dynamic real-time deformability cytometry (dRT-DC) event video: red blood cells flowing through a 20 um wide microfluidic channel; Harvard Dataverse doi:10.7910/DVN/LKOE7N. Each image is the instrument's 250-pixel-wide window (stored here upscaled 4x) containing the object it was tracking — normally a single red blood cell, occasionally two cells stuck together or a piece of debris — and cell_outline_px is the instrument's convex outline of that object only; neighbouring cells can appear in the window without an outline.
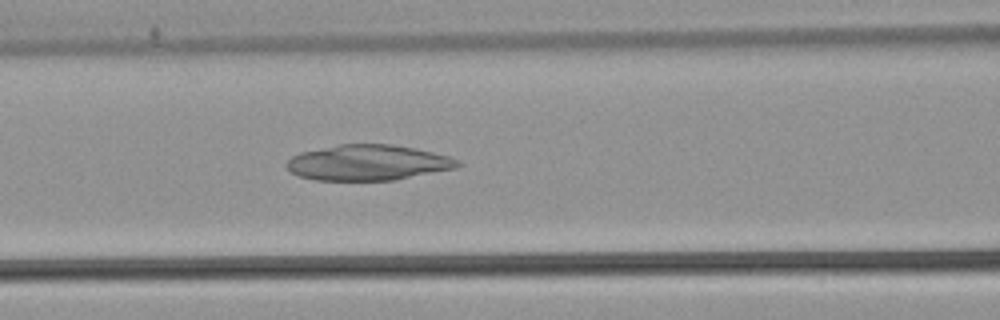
{"species": "common noctule bat (a hibernating species)", "species_latin": "Nyctalus noctula", "temperature_condition": "warm", "stored_images_in_passage": 47, "camera_frame_rate_fps": 3000, "um_per_image_px": 0.085, "animal": {"sex": "male", "body_mass_g": 21.5, "forearm_length_mm": 52.0}, "frame": {"image": 1, "passage_image": 17, "time_ms": 5.333, "image_size_px": [1000, 320], "cell_outline_px": [[460, 164], [456, 168], [396, 180], [316, 180], [300, 176], [292, 172], [288, 168], [288, 160], [292, 156], [300, 152], [340, 144], [392, 144], [416, 148], [448, 156], [460, 160]], "centroid_in_image_um": [31.31, 13.82], "position_along_channel_um": 135.3, "area_um2": 35.32}}
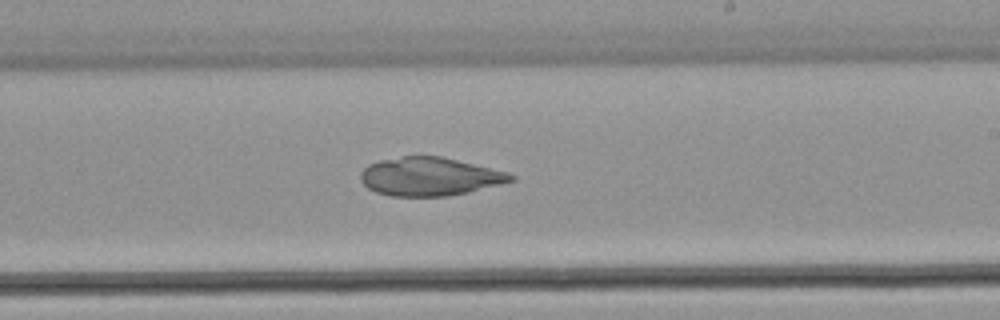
{"frame": {"image": 2, "passage_image": 26, "time_ms": 8.333, "image_size_px": [1000, 320], "cell_outline_px": [[516, 180], [468, 192], [448, 196], [392, 196], [376, 192], [368, 188], [360, 180], [360, 172], [368, 164], [380, 160], [404, 156], [440, 156], [508, 172], [516, 176]], "centroid_in_image_um": [36.51, 15.01], "position_along_channel_um": 252.5, "area_um2": 33.52}}
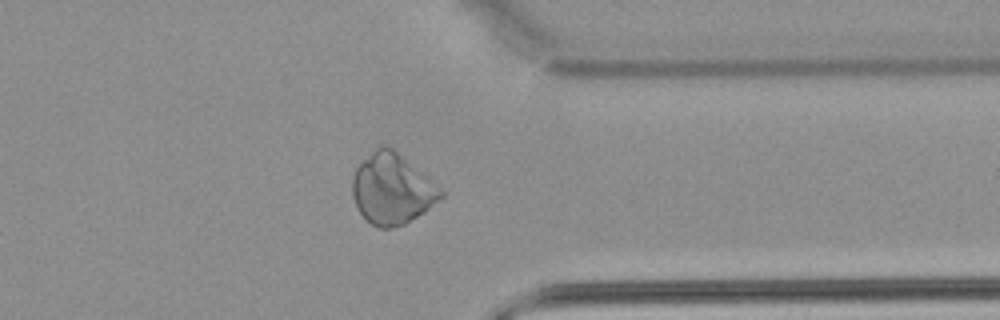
{"frame": {"image": 3, "passage_image": 36, "time_ms": 11.667, "image_size_px": [1000, 320], "cell_outline_px": [[444, 196], [424, 212], [404, 224], [392, 228], [380, 228], [372, 224], [360, 212], [352, 196], [352, 176], [356, 168], [380, 144], [384, 144], [392, 148], [444, 192]], "centroid_in_image_um": [33.29, 16.08], "position_along_channel_um": 378.1, "area_um2": 35.6}}